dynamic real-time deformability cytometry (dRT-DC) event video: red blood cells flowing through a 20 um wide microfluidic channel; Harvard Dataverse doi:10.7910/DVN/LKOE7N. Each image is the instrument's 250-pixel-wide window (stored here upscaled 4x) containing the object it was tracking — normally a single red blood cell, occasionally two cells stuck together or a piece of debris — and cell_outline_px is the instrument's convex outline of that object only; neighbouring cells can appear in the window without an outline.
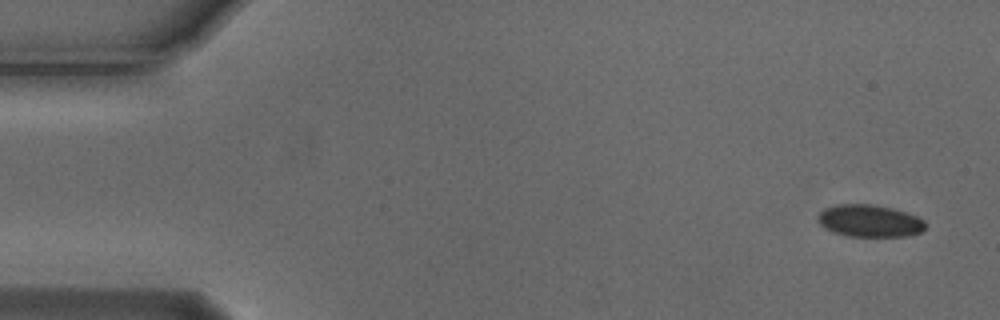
{"species": "Egyptian fruit bat (a non-hibernating species)", "species_latin": "Rousettus aegyptiacus", "temperature_condition": "cold", "stored_images_in_passage": 7, "camera_frame_rate_fps": 3000, "um_per_image_px": 0.085, "animal": {"sex": "male"}, "frame": {"image": 1, "passage_image": 1, "time_ms": 0.0, "image_size_px": [1000, 320], "cell_outline_px": [[928, 224], [920, 232], [908, 236], [848, 236], [832, 232], [824, 228], [816, 220], [820, 212], [824, 208], [836, 204], [876, 204], [892, 208], [916, 216], [924, 220]], "centroid_in_image_um": [73.89, 18.77], "position_along_channel_um": 11.1, "area_um2": 20.35}}
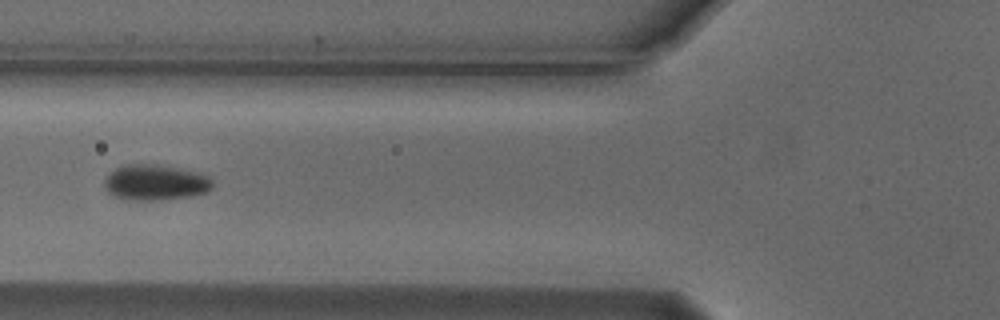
{"frame": {"image": 2, "passage_image": 6, "time_ms": 1.667, "image_size_px": [1000, 320], "cell_outline_px": [[212, 188], [208, 192], [192, 196], [152, 200], [124, 200], [112, 196], [104, 188], [104, 180], [116, 168], [124, 164], [156, 164], [176, 168], [208, 176], [212, 180]], "centroid_in_image_um": [13.16, 15.52], "position_along_channel_um": 112.6, "area_um2": 22.37}}
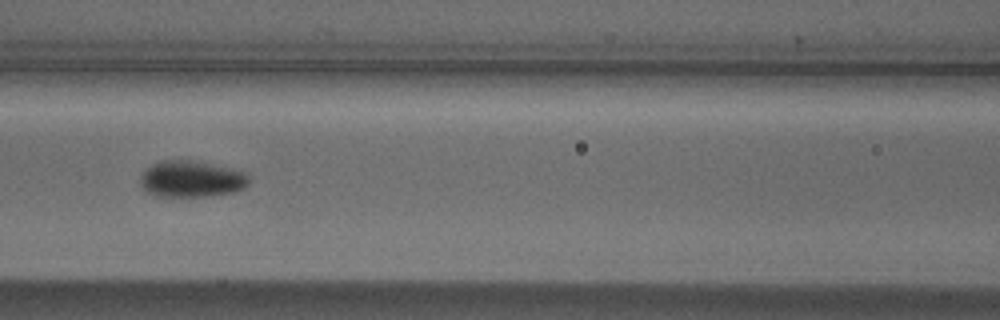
{"frame": {"image": 3, "passage_image": 7, "time_ms": 2.0, "image_size_px": [1000, 320], "cell_outline_px": [[248, 184], [244, 188], [232, 192], [212, 196], [156, 196], [148, 192], [140, 184], [140, 172], [152, 164], [160, 160], [192, 160], [232, 168], [248, 172]], "centroid_in_image_um": [16.26, 15.2], "position_along_channel_um": 150.3, "area_um2": 23.29}}